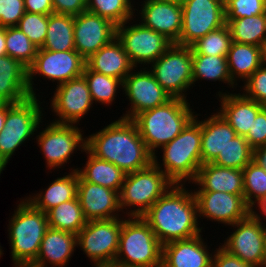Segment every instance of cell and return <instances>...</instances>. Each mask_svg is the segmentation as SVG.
Listing matches in <instances>:
<instances>
[{
    "mask_svg": "<svg viewBox=\"0 0 266 267\" xmlns=\"http://www.w3.org/2000/svg\"><path fill=\"white\" fill-rule=\"evenodd\" d=\"M113 267H162V244L142 216L123 220Z\"/></svg>",
    "mask_w": 266,
    "mask_h": 267,
    "instance_id": "cell-6",
    "label": "cell"
},
{
    "mask_svg": "<svg viewBox=\"0 0 266 267\" xmlns=\"http://www.w3.org/2000/svg\"><path fill=\"white\" fill-rule=\"evenodd\" d=\"M86 65L92 71L115 77L122 82L135 68L117 37L88 58Z\"/></svg>",
    "mask_w": 266,
    "mask_h": 267,
    "instance_id": "cell-29",
    "label": "cell"
},
{
    "mask_svg": "<svg viewBox=\"0 0 266 267\" xmlns=\"http://www.w3.org/2000/svg\"><path fill=\"white\" fill-rule=\"evenodd\" d=\"M77 198L87 221L124 217L117 191L85 181L79 174Z\"/></svg>",
    "mask_w": 266,
    "mask_h": 267,
    "instance_id": "cell-21",
    "label": "cell"
},
{
    "mask_svg": "<svg viewBox=\"0 0 266 267\" xmlns=\"http://www.w3.org/2000/svg\"><path fill=\"white\" fill-rule=\"evenodd\" d=\"M25 12L50 15L54 13L52 0H24Z\"/></svg>",
    "mask_w": 266,
    "mask_h": 267,
    "instance_id": "cell-49",
    "label": "cell"
},
{
    "mask_svg": "<svg viewBox=\"0 0 266 267\" xmlns=\"http://www.w3.org/2000/svg\"><path fill=\"white\" fill-rule=\"evenodd\" d=\"M251 214L266 227V198L251 208Z\"/></svg>",
    "mask_w": 266,
    "mask_h": 267,
    "instance_id": "cell-50",
    "label": "cell"
},
{
    "mask_svg": "<svg viewBox=\"0 0 266 267\" xmlns=\"http://www.w3.org/2000/svg\"><path fill=\"white\" fill-rule=\"evenodd\" d=\"M213 258L212 267H256L254 265L243 262L236 256L229 254L221 246H216Z\"/></svg>",
    "mask_w": 266,
    "mask_h": 267,
    "instance_id": "cell-47",
    "label": "cell"
},
{
    "mask_svg": "<svg viewBox=\"0 0 266 267\" xmlns=\"http://www.w3.org/2000/svg\"><path fill=\"white\" fill-rule=\"evenodd\" d=\"M187 184H174L143 215L162 245L205 232L198 220L197 202Z\"/></svg>",
    "mask_w": 266,
    "mask_h": 267,
    "instance_id": "cell-1",
    "label": "cell"
},
{
    "mask_svg": "<svg viewBox=\"0 0 266 267\" xmlns=\"http://www.w3.org/2000/svg\"><path fill=\"white\" fill-rule=\"evenodd\" d=\"M157 1H166V2H177V3H181L183 0H157Z\"/></svg>",
    "mask_w": 266,
    "mask_h": 267,
    "instance_id": "cell-57",
    "label": "cell"
},
{
    "mask_svg": "<svg viewBox=\"0 0 266 267\" xmlns=\"http://www.w3.org/2000/svg\"><path fill=\"white\" fill-rule=\"evenodd\" d=\"M227 63L230 77L239 88V83H244L264 63L263 47L232 42Z\"/></svg>",
    "mask_w": 266,
    "mask_h": 267,
    "instance_id": "cell-30",
    "label": "cell"
},
{
    "mask_svg": "<svg viewBox=\"0 0 266 267\" xmlns=\"http://www.w3.org/2000/svg\"><path fill=\"white\" fill-rule=\"evenodd\" d=\"M142 1L139 2L141 5L138 2L135 4L138 6H135V20L176 44L182 31L181 3L157 0Z\"/></svg>",
    "mask_w": 266,
    "mask_h": 267,
    "instance_id": "cell-19",
    "label": "cell"
},
{
    "mask_svg": "<svg viewBox=\"0 0 266 267\" xmlns=\"http://www.w3.org/2000/svg\"><path fill=\"white\" fill-rule=\"evenodd\" d=\"M192 101L172 98L167 103L137 114L132 121L147 149L154 156L159 149L179 135L195 117Z\"/></svg>",
    "mask_w": 266,
    "mask_h": 267,
    "instance_id": "cell-4",
    "label": "cell"
},
{
    "mask_svg": "<svg viewBox=\"0 0 266 267\" xmlns=\"http://www.w3.org/2000/svg\"><path fill=\"white\" fill-rule=\"evenodd\" d=\"M263 267H266V227H265V240H264V261Z\"/></svg>",
    "mask_w": 266,
    "mask_h": 267,
    "instance_id": "cell-54",
    "label": "cell"
},
{
    "mask_svg": "<svg viewBox=\"0 0 266 267\" xmlns=\"http://www.w3.org/2000/svg\"><path fill=\"white\" fill-rule=\"evenodd\" d=\"M7 224L12 265H31L48 226L47 214L21 198Z\"/></svg>",
    "mask_w": 266,
    "mask_h": 267,
    "instance_id": "cell-5",
    "label": "cell"
},
{
    "mask_svg": "<svg viewBox=\"0 0 266 267\" xmlns=\"http://www.w3.org/2000/svg\"><path fill=\"white\" fill-rule=\"evenodd\" d=\"M193 194L197 202L199 223L207 219V222L209 220L229 227L251 213L244 196L217 191H193Z\"/></svg>",
    "mask_w": 266,
    "mask_h": 267,
    "instance_id": "cell-18",
    "label": "cell"
},
{
    "mask_svg": "<svg viewBox=\"0 0 266 267\" xmlns=\"http://www.w3.org/2000/svg\"><path fill=\"white\" fill-rule=\"evenodd\" d=\"M54 13L76 16L87 10V0H52Z\"/></svg>",
    "mask_w": 266,
    "mask_h": 267,
    "instance_id": "cell-48",
    "label": "cell"
},
{
    "mask_svg": "<svg viewBox=\"0 0 266 267\" xmlns=\"http://www.w3.org/2000/svg\"><path fill=\"white\" fill-rule=\"evenodd\" d=\"M126 217L87 221L78 232L77 247L85 253L93 267H113L122 222Z\"/></svg>",
    "mask_w": 266,
    "mask_h": 267,
    "instance_id": "cell-10",
    "label": "cell"
},
{
    "mask_svg": "<svg viewBox=\"0 0 266 267\" xmlns=\"http://www.w3.org/2000/svg\"><path fill=\"white\" fill-rule=\"evenodd\" d=\"M136 67L125 77L122 92L128 108L120 118L132 120L137 114L161 106L172 99L146 67Z\"/></svg>",
    "mask_w": 266,
    "mask_h": 267,
    "instance_id": "cell-16",
    "label": "cell"
},
{
    "mask_svg": "<svg viewBox=\"0 0 266 267\" xmlns=\"http://www.w3.org/2000/svg\"><path fill=\"white\" fill-rule=\"evenodd\" d=\"M3 247L1 246V244H0V258L3 256V254H4V250L2 249Z\"/></svg>",
    "mask_w": 266,
    "mask_h": 267,
    "instance_id": "cell-58",
    "label": "cell"
},
{
    "mask_svg": "<svg viewBox=\"0 0 266 267\" xmlns=\"http://www.w3.org/2000/svg\"><path fill=\"white\" fill-rule=\"evenodd\" d=\"M192 56L193 87L196 86L195 84H199V82L204 81L205 83L206 80V82L208 81L209 83L219 81V85L220 83H223V85L227 84L226 87L229 88L231 92L239 90L237 89L238 86L230 77L227 57L203 54H192Z\"/></svg>",
    "mask_w": 266,
    "mask_h": 267,
    "instance_id": "cell-32",
    "label": "cell"
},
{
    "mask_svg": "<svg viewBox=\"0 0 266 267\" xmlns=\"http://www.w3.org/2000/svg\"><path fill=\"white\" fill-rule=\"evenodd\" d=\"M43 122L37 129L35 142L40 148L39 152L44 157L45 168L50 170L48 172L52 173L56 169L60 171L67 166V162L68 164L69 161L71 163L72 155L76 156L74 153L76 154L77 151L83 153L86 149L85 132L81 127H78L79 125L59 124L52 121H46L48 125L45 124V128H43Z\"/></svg>",
    "mask_w": 266,
    "mask_h": 267,
    "instance_id": "cell-9",
    "label": "cell"
},
{
    "mask_svg": "<svg viewBox=\"0 0 266 267\" xmlns=\"http://www.w3.org/2000/svg\"><path fill=\"white\" fill-rule=\"evenodd\" d=\"M134 20L135 17L118 25L116 37L121 42L134 67L143 66L146 68L147 66L148 68L173 43L162 34Z\"/></svg>",
    "mask_w": 266,
    "mask_h": 267,
    "instance_id": "cell-13",
    "label": "cell"
},
{
    "mask_svg": "<svg viewBox=\"0 0 266 267\" xmlns=\"http://www.w3.org/2000/svg\"><path fill=\"white\" fill-rule=\"evenodd\" d=\"M39 49L42 48L48 27V15L25 12L16 25Z\"/></svg>",
    "mask_w": 266,
    "mask_h": 267,
    "instance_id": "cell-42",
    "label": "cell"
},
{
    "mask_svg": "<svg viewBox=\"0 0 266 267\" xmlns=\"http://www.w3.org/2000/svg\"><path fill=\"white\" fill-rule=\"evenodd\" d=\"M83 76L95 105L98 103L108 107L112 106L113 102L116 103V97L120 89H123V82L120 79L92 71L87 65H85Z\"/></svg>",
    "mask_w": 266,
    "mask_h": 267,
    "instance_id": "cell-36",
    "label": "cell"
},
{
    "mask_svg": "<svg viewBox=\"0 0 266 267\" xmlns=\"http://www.w3.org/2000/svg\"><path fill=\"white\" fill-rule=\"evenodd\" d=\"M223 90L215 92L217 93L215 97L221 106L215 110L223 116L237 135L246 137L255 117L264 105L247 98L241 91L236 93L237 91Z\"/></svg>",
    "mask_w": 266,
    "mask_h": 267,
    "instance_id": "cell-23",
    "label": "cell"
},
{
    "mask_svg": "<svg viewBox=\"0 0 266 267\" xmlns=\"http://www.w3.org/2000/svg\"><path fill=\"white\" fill-rule=\"evenodd\" d=\"M54 90L50 102L46 103L50 105L44 106L54 113L52 122L80 125L79 122L89 114L94 104L85 77L82 75L71 79Z\"/></svg>",
    "mask_w": 266,
    "mask_h": 267,
    "instance_id": "cell-15",
    "label": "cell"
},
{
    "mask_svg": "<svg viewBox=\"0 0 266 267\" xmlns=\"http://www.w3.org/2000/svg\"><path fill=\"white\" fill-rule=\"evenodd\" d=\"M244 199L252 208L266 198V171L253 160L243 169Z\"/></svg>",
    "mask_w": 266,
    "mask_h": 267,
    "instance_id": "cell-41",
    "label": "cell"
},
{
    "mask_svg": "<svg viewBox=\"0 0 266 267\" xmlns=\"http://www.w3.org/2000/svg\"><path fill=\"white\" fill-rule=\"evenodd\" d=\"M191 46L172 44L148 69L172 98L187 99L193 89Z\"/></svg>",
    "mask_w": 266,
    "mask_h": 267,
    "instance_id": "cell-11",
    "label": "cell"
},
{
    "mask_svg": "<svg viewBox=\"0 0 266 267\" xmlns=\"http://www.w3.org/2000/svg\"><path fill=\"white\" fill-rule=\"evenodd\" d=\"M263 61H264V64L266 65V45L263 48Z\"/></svg>",
    "mask_w": 266,
    "mask_h": 267,
    "instance_id": "cell-56",
    "label": "cell"
},
{
    "mask_svg": "<svg viewBox=\"0 0 266 267\" xmlns=\"http://www.w3.org/2000/svg\"><path fill=\"white\" fill-rule=\"evenodd\" d=\"M232 38L227 25L209 32L191 45L192 54L227 57L232 44Z\"/></svg>",
    "mask_w": 266,
    "mask_h": 267,
    "instance_id": "cell-40",
    "label": "cell"
},
{
    "mask_svg": "<svg viewBox=\"0 0 266 267\" xmlns=\"http://www.w3.org/2000/svg\"><path fill=\"white\" fill-rule=\"evenodd\" d=\"M12 267H31L30 265H13Z\"/></svg>",
    "mask_w": 266,
    "mask_h": 267,
    "instance_id": "cell-59",
    "label": "cell"
},
{
    "mask_svg": "<svg viewBox=\"0 0 266 267\" xmlns=\"http://www.w3.org/2000/svg\"><path fill=\"white\" fill-rule=\"evenodd\" d=\"M192 191H217L244 196L243 170L203 164L191 182ZM198 187V188H197Z\"/></svg>",
    "mask_w": 266,
    "mask_h": 267,
    "instance_id": "cell-25",
    "label": "cell"
},
{
    "mask_svg": "<svg viewBox=\"0 0 266 267\" xmlns=\"http://www.w3.org/2000/svg\"><path fill=\"white\" fill-rule=\"evenodd\" d=\"M239 91L249 99L266 106V65L263 63L241 86Z\"/></svg>",
    "mask_w": 266,
    "mask_h": 267,
    "instance_id": "cell-44",
    "label": "cell"
},
{
    "mask_svg": "<svg viewBox=\"0 0 266 267\" xmlns=\"http://www.w3.org/2000/svg\"><path fill=\"white\" fill-rule=\"evenodd\" d=\"M46 214L50 228L71 232L76 235L87 223L77 196L70 201L53 207Z\"/></svg>",
    "mask_w": 266,
    "mask_h": 267,
    "instance_id": "cell-35",
    "label": "cell"
},
{
    "mask_svg": "<svg viewBox=\"0 0 266 267\" xmlns=\"http://www.w3.org/2000/svg\"><path fill=\"white\" fill-rule=\"evenodd\" d=\"M7 114V103H0V132L3 130Z\"/></svg>",
    "mask_w": 266,
    "mask_h": 267,
    "instance_id": "cell-53",
    "label": "cell"
},
{
    "mask_svg": "<svg viewBox=\"0 0 266 267\" xmlns=\"http://www.w3.org/2000/svg\"><path fill=\"white\" fill-rule=\"evenodd\" d=\"M135 0H87V10L109 19L116 26L134 18Z\"/></svg>",
    "mask_w": 266,
    "mask_h": 267,
    "instance_id": "cell-37",
    "label": "cell"
},
{
    "mask_svg": "<svg viewBox=\"0 0 266 267\" xmlns=\"http://www.w3.org/2000/svg\"><path fill=\"white\" fill-rule=\"evenodd\" d=\"M252 160L266 171V145L253 149Z\"/></svg>",
    "mask_w": 266,
    "mask_h": 267,
    "instance_id": "cell-51",
    "label": "cell"
},
{
    "mask_svg": "<svg viewBox=\"0 0 266 267\" xmlns=\"http://www.w3.org/2000/svg\"><path fill=\"white\" fill-rule=\"evenodd\" d=\"M86 149L126 174L144 169L153 162V155L139 135L136 124L120 117L86 136Z\"/></svg>",
    "mask_w": 266,
    "mask_h": 267,
    "instance_id": "cell-2",
    "label": "cell"
},
{
    "mask_svg": "<svg viewBox=\"0 0 266 267\" xmlns=\"http://www.w3.org/2000/svg\"><path fill=\"white\" fill-rule=\"evenodd\" d=\"M226 21L266 12V0H224Z\"/></svg>",
    "mask_w": 266,
    "mask_h": 267,
    "instance_id": "cell-43",
    "label": "cell"
},
{
    "mask_svg": "<svg viewBox=\"0 0 266 267\" xmlns=\"http://www.w3.org/2000/svg\"><path fill=\"white\" fill-rule=\"evenodd\" d=\"M41 49L49 51L75 50L74 16L59 13L48 15L47 35Z\"/></svg>",
    "mask_w": 266,
    "mask_h": 267,
    "instance_id": "cell-33",
    "label": "cell"
},
{
    "mask_svg": "<svg viewBox=\"0 0 266 267\" xmlns=\"http://www.w3.org/2000/svg\"><path fill=\"white\" fill-rule=\"evenodd\" d=\"M253 149L249 146L245 137L237 135L230 140L223 152L212 162L221 167L243 170L252 161Z\"/></svg>",
    "mask_w": 266,
    "mask_h": 267,
    "instance_id": "cell-39",
    "label": "cell"
},
{
    "mask_svg": "<svg viewBox=\"0 0 266 267\" xmlns=\"http://www.w3.org/2000/svg\"><path fill=\"white\" fill-rule=\"evenodd\" d=\"M228 228L232 231L220 246L245 263L263 267L265 227L250 213Z\"/></svg>",
    "mask_w": 266,
    "mask_h": 267,
    "instance_id": "cell-17",
    "label": "cell"
},
{
    "mask_svg": "<svg viewBox=\"0 0 266 267\" xmlns=\"http://www.w3.org/2000/svg\"><path fill=\"white\" fill-rule=\"evenodd\" d=\"M77 248V235L48 228L41 241L40 250L31 267H67ZM73 254V255H72Z\"/></svg>",
    "mask_w": 266,
    "mask_h": 267,
    "instance_id": "cell-24",
    "label": "cell"
},
{
    "mask_svg": "<svg viewBox=\"0 0 266 267\" xmlns=\"http://www.w3.org/2000/svg\"><path fill=\"white\" fill-rule=\"evenodd\" d=\"M198 116L202 115L196 112L182 132L153 156V163L175 184H190L202 166L201 120Z\"/></svg>",
    "mask_w": 266,
    "mask_h": 267,
    "instance_id": "cell-3",
    "label": "cell"
},
{
    "mask_svg": "<svg viewBox=\"0 0 266 267\" xmlns=\"http://www.w3.org/2000/svg\"><path fill=\"white\" fill-rule=\"evenodd\" d=\"M86 60L76 51H49L39 48L28 71V89L31 96L41 97L34 81L37 77L58 86L83 75ZM47 79V80H46ZM57 83V84H56ZM36 85V86H35Z\"/></svg>",
    "mask_w": 266,
    "mask_h": 267,
    "instance_id": "cell-12",
    "label": "cell"
},
{
    "mask_svg": "<svg viewBox=\"0 0 266 267\" xmlns=\"http://www.w3.org/2000/svg\"><path fill=\"white\" fill-rule=\"evenodd\" d=\"M24 14V0H0V26H16Z\"/></svg>",
    "mask_w": 266,
    "mask_h": 267,
    "instance_id": "cell-45",
    "label": "cell"
},
{
    "mask_svg": "<svg viewBox=\"0 0 266 267\" xmlns=\"http://www.w3.org/2000/svg\"><path fill=\"white\" fill-rule=\"evenodd\" d=\"M201 119V162L212 163L223 152L230 140L237 136L235 130L216 110Z\"/></svg>",
    "mask_w": 266,
    "mask_h": 267,
    "instance_id": "cell-26",
    "label": "cell"
},
{
    "mask_svg": "<svg viewBox=\"0 0 266 267\" xmlns=\"http://www.w3.org/2000/svg\"><path fill=\"white\" fill-rule=\"evenodd\" d=\"M87 160L83 167H78V174L85 180L93 184L110 188L118 193L125 180L126 173L112 164L92 155L87 149L84 150Z\"/></svg>",
    "mask_w": 266,
    "mask_h": 267,
    "instance_id": "cell-31",
    "label": "cell"
},
{
    "mask_svg": "<svg viewBox=\"0 0 266 267\" xmlns=\"http://www.w3.org/2000/svg\"><path fill=\"white\" fill-rule=\"evenodd\" d=\"M117 26L88 10L74 16L75 50L85 59L116 38Z\"/></svg>",
    "mask_w": 266,
    "mask_h": 267,
    "instance_id": "cell-20",
    "label": "cell"
},
{
    "mask_svg": "<svg viewBox=\"0 0 266 267\" xmlns=\"http://www.w3.org/2000/svg\"><path fill=\"white\" fill-rule=\"evenodd\" d=\"M233 42L263 47L266 45V12L226 21Z\"/></svg>",
    "mask_w": 266,
    "mask_h": 267,
    "instance_id": "cell-34",
    "label": "cell"
},
{
    "mask_svg": "<svg viewBox=\"0 0 266 267\" xmlns=\"http://www.w3.org/2000/svg\"><path fill=\"white\" fill-rule=\"evenodd\" d=\"M7 55L5 27L0 26V57Z\"/></svg>",
    "mask_w": 266,
    "mask_h": 267,
    "instance_id": "cell-52",
    "label": "cell"
},
{
    "mask_svg": "<svg viewBox=\"0 0 266 267\" xmlns=\"http://www.w3.org/2000/svg\"><path fill=\"white\" fill-rule=\"evenodd\" d=\"M42 97L30 96L22 102L7 103V114L3 130L0 132V160L7 167L20 146L35 137L44 120L46 103ZM43 103V104H42ZM42 105V106H41Z\"/></svg>",
    "mask_w": 266,
    "mask_h": 267,
    "instance_id": "cell-7",
    "label": "cell"
},
{
    "mask_svg": "<svg viewBox=\"0 0 266 267\" xmlns=\"http://www.w3.org/2000/svg\"><path fill=\"white\" fill-rule=\"evenodd\" d=\"M30 96L27 68L9 55L1 56L0 103L15 104Z\"/></svg>",
    "mask_w": 266,
    "mask_h": 267,
    "instance_id": "cell-28",
    "label": "cell"
},
{
    "mask_svg": "<svg viewBox=\"0 0 266 267\" xmlns=\"http://www.w3.org/2000/svg\"><path fill=\"white\" fill-rule=\"evenodd\" d=\"M73 165L69 168V173L65 172L63 176H59L52 180V182L46 186L47 188L35 193L29 194L24 197L28 200L36 209L42 210L47 213L53 207L58 206L60 203H64L74 199L77 196V184H78V172L77 168ZM66 174V175H65Z\"/></svg>",
    "mask_w": 266,
    "mask_h": 267,
    "instance_id": "cell-27",
    "label": "cell"
},
{
    "mask_svg": "<svg viewBox=\"0 0 266 267\" xmlns=\"http://www.w3.org/2000/svg\"><path fill=\"white\" fill-rule=\"evenodd\" d=\"M181 7L182 31L177 45L191 46L226 25L224 0H183Z\"/></svg>",
    "mask_w": 266,
    "mask_h": 267,
    "instance_id": "cell-14",
    "label": "cell"
},
{
    "mask_svg": "<svg viewBox=\"0 0 266 267\" xmlns=\"http://www.w3.org/2000/svg\"><path fill=\"white\" fill-rule=\"evenodd\" d=\"M7 55L18 60L27 69L33 64L38 48L18 27H5Z\"/></svg>",
    "mask_w": 266,
    "mask_h": 267,
    "instance_id": "cell-38",
    "label": "cell"
},
{
    "mask_svg": "<svg viewBox=\"0 0 266 267\" xmlns=\"http://www.w3.org/2000/svg\"><path fill=\"white\" fill-rule=\"evenodd\" d=\"M6 166L2 163V161L0 160V176L3 173V171L5 170Z\"/></svg>",
    "mask_w": 266,
    "mask_h": 267,
    "instance_id": "cell-55",
    "label": "cell"
},
{
    "mask_svg": "<svg viewBox=\"0 0 266 267\" xmlns=\"http://www.w3.org/2000/svg\"><path fill=\"white\" fill-rule=\"evenodd\" d=\"M207 238L199 234L186 240H175L162 245V267H212L214 251Z\"/></svg>",
    "mask_w": 266,
    "mask_h": 267,
    "instance_id": "cell-22",
    "label": "cell"
},
{
    "mask_svg": "<svg viewBox=\"0 0 266 267\" xmlns=\"http://www.w3.org/2000/svg\"><path fill=\"white\" fill-rule=\"evenodd\" d=\"M174 184L153 162L144 169L127 173L119 192L123 216H142Z\"/></svg>",
    "mask_w": 266,
    "mask_h": 267,
    "instance_id": "cell-8",
    "label": "cell"
},
{
    "mask_svg": "<svg viewBox=\"0 0 266 267\" xmlns=\"http://www.w3.org/2000/svg\"><path fill=\"white\" fill-rule=\"evenodd\" d=\"M245 139L252 149L266 145V106L258 112Z\"/></svg>",
    "mask_w": 266,
    "mask_h": 267,
    "instance_id": "cell-46",
    "label": "cell"
}]
</instances>
